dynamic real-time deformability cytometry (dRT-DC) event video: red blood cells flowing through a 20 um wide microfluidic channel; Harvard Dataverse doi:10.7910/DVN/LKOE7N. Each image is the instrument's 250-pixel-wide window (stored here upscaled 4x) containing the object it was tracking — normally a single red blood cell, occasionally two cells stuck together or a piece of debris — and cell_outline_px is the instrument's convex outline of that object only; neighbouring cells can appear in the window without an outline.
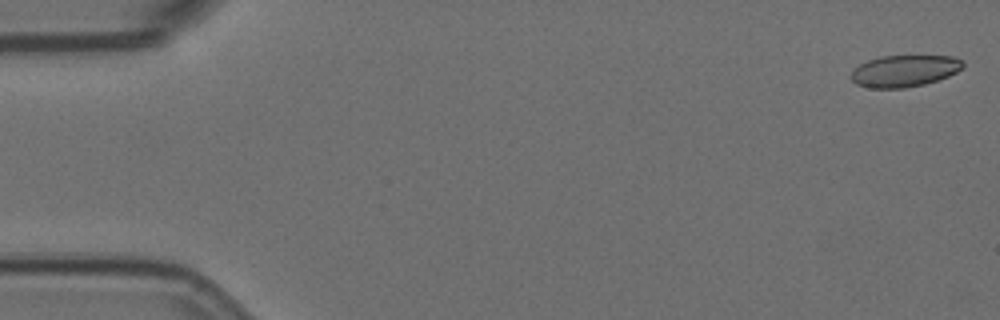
{"species": "Egyptian fruit bat (a non-hibernating species)", "species_latin": "Rousettus aegyptiacus", "temperature_condition": "room temperature", "stored_images_in_passage": 5, "segment_of_instrument_passage": [1, 2], "camera_frame_rate_fps": 3000, "um_per_image_px": 0.085, "animal": {"sex": "female"}, "frame": {"image": 1, "passage_image": 1, "time_ms": 0.0, "image_size_px": [1000, 320], "cell_outline_px": [[964, 68], [948, 76], [924, 84], [904, 88], [868, 88], [856, 84], [852, 80], [852, 72], [860, 64], [868, 60], [880, 56], [952, 56], [964, 60]], "centroid_in_image_um": [76.9, 6.02], "position_along_channel_um": 8.1, "area_um2": 20.63}}
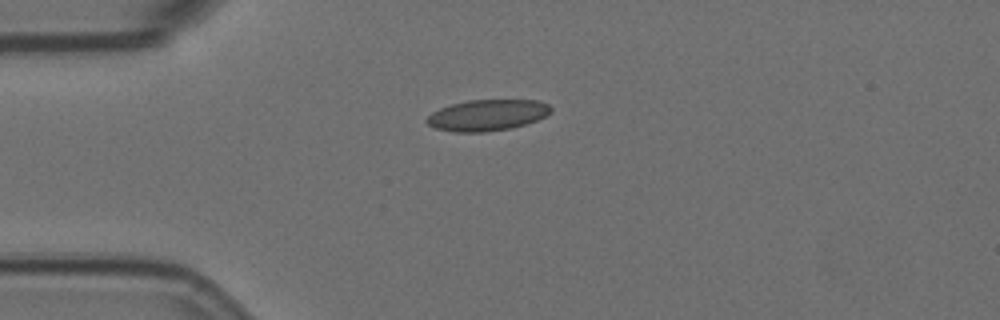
{"frame": {"image": 2, "passage_image": 4, "time_ms": 1.0, "image_size_px": [1000, 320], "cell_outline_px": [[552, 112], [536, 120], [512, 128], [484, 132], [456, 132], [436, 128], [428, 124], [424, 120], [432, 112], [440, 108], [452, 104], [468, 100], [536, 100], [548, 104], [552, 108]], "centroid_in_image_um": [41.41, 9.78], "position_along_channel_um": 43.6, "area_um2": 22.43}}